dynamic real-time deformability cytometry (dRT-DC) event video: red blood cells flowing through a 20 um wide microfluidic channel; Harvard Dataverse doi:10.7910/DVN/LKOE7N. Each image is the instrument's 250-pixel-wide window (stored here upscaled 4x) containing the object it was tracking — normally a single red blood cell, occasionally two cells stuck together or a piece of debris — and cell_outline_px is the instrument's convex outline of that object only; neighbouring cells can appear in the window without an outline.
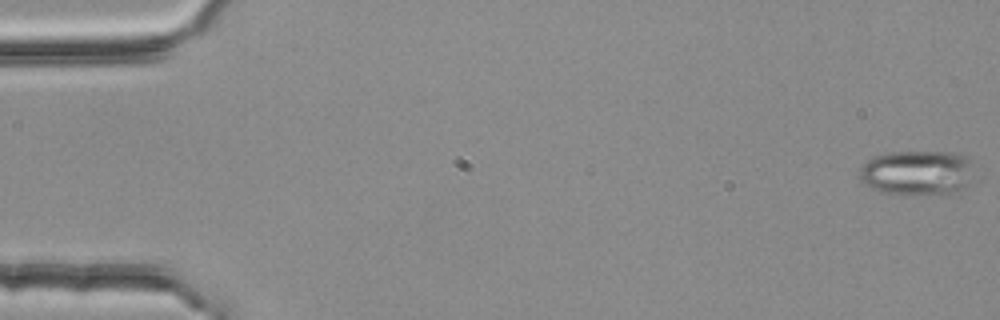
{"species": "common noctule bat (a hibernating species)", "species_latin": "Nyctalus noctula", "temperature_condition": "room temperature", "stored_images_in_passage": 5, "segment_of_instrument_passage": [2, 2], "camera_frame_rate_fps": 3000, "um_per_image_px": 0.085, "animal": {"sex": "female", "body_mass_g": 25.1}, "frame": {"image": 1, "passage_image": 5, "time_ms": 1.333, "image_size_px": [1000, 320], "cell_outline_px": [[976, 160], [968, 184], [952, 192], [916, 196], [904, 196], [884, 192], [872, 188], [864, 184], [860, 176], [860, 168], [872, 156], [888, 152], [952, 152], [972, 156]], "centroid_in_image_um": [78.0, 14.67], "position_along_channel_um": 7.0, "area_um2": 30.63}}